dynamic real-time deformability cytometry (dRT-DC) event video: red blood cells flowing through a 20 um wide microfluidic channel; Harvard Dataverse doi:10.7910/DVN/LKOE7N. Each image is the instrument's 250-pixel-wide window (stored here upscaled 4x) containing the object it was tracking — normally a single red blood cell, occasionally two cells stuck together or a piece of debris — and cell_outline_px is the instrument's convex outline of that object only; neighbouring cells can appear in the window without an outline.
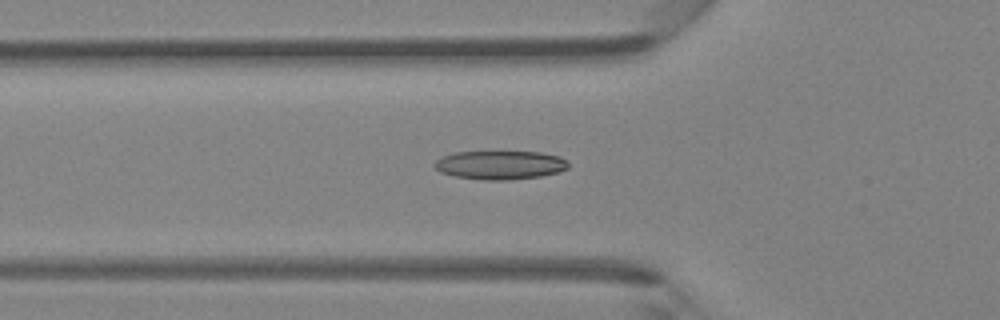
{"species": "Egyptian fruit bat (a non-hibernating species)", "species_latin": "Rousettus aegyptiacus", "temperature_condition": "room temperature", "stored_images_in_passage": 38, "camera_frame_rate_fps": 3000, "um_per_image_px": 0.085, "animal": {"sex": "female"}, "frame": {"image": 1, "passage_image": 7, "time_ms": 2.0, "image_size_px": [1000, 320], "cell_outline_px": [[568, 168], [560, 172], [540, 176], [508, 180], [484, 180], [456, 176], [440, 172], [436, 168], [436, 160], [444, 156], [456, 152], [540, 152], [560, 156], [568, 160]], "centroid_in_image_um": [42.57, 14.02], "position_along_channel_um": 83.2, "area_um2": 22.25}}
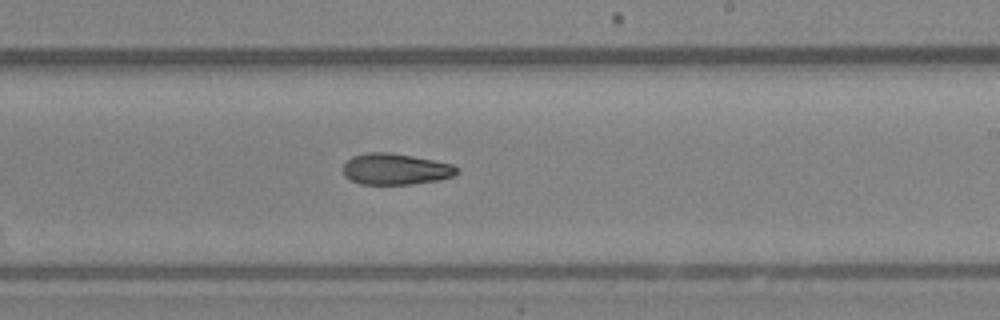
{"frame": {"image": 2, "passage_image": 19, "time_ms": 6.0, "image_size_px": [1000, 320], "cell_outline_px": [[460, 172], [452, 176], [436, 180], [412, 184], [360, 184], [344, 176], [344, 164], [352, 156], [368, 152], [388, 152], [412, 156], [452, 164], [460, 168]], "centroid_in_image_um": [33.63, 14.37], "position_along_channel_um": 255.4, "area_um2": 20.58}}
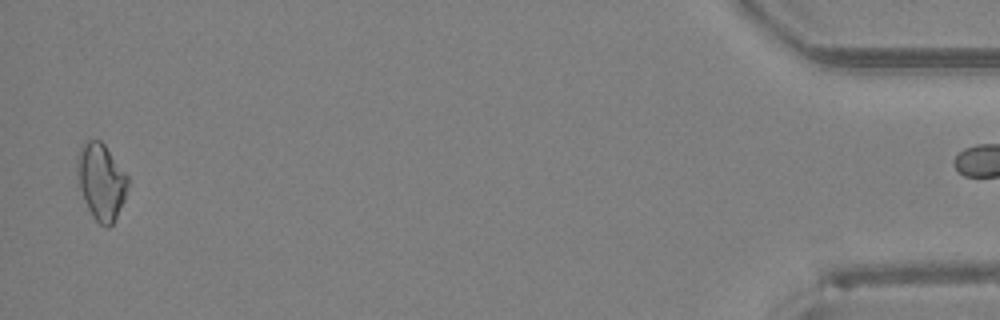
{"frame": {"image": 3, "passage_image": 37, "time_ms": 12.0, "image_size_px": [1000, 320], "cell_outline_px": [[128, 188], [124, 200], [112, 224], [108, 228], [100, 224], [92, 216], [84, 200], [80, 188], [76, 172], [76, 156], [84, 140], [100, 140], [104, 144], [128, 176]], "centroid_in_image_um": [8.58, 15.41], "position_along_channel_um": 426.6, "area_um2": 22.54}}